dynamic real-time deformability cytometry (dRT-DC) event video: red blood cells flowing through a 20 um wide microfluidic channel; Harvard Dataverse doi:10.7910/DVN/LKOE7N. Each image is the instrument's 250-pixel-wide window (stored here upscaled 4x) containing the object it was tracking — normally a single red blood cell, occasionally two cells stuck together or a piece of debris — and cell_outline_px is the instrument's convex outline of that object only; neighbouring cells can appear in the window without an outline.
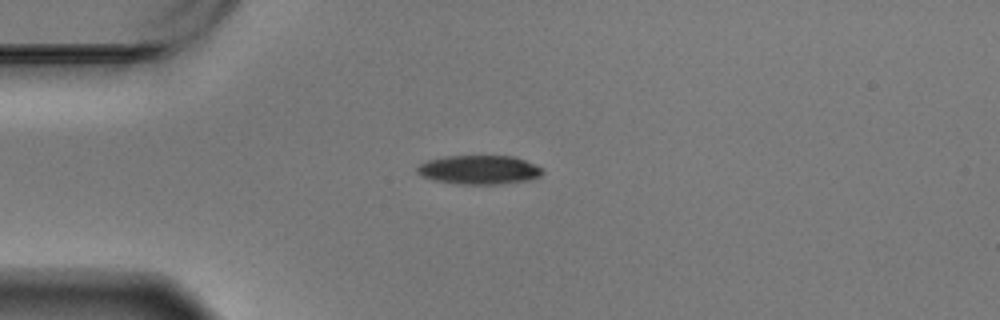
{"species": "Egyptian fruit bat (a non-hibernating species)", "species_latin": "Rousettus aegyptiacus", "temperature_condition": "warm", "stored_images_in_passage": 41, "camera_frame_rate_fps": 3000, "um_per_image_px": 0.085, "animal": {"sex": "male"}, "frame": {"image": 1, "passage_image": 1, "time_ms": 0.0, "image_size_px": [1000, 320], "cell_outline_px": [[544, 172], [540, 176], [528, 180], [500, 184], [456, 184], [432, 180], [420, 176], [416, 172], [416, 168], [420, 164], [428, 160], [444, 156], [516, 156], [544, 168]], "centroid_in_image_um": [40.72, 14.43], "position_along_channel_um": 44.3, "area_um2": 21.44}}
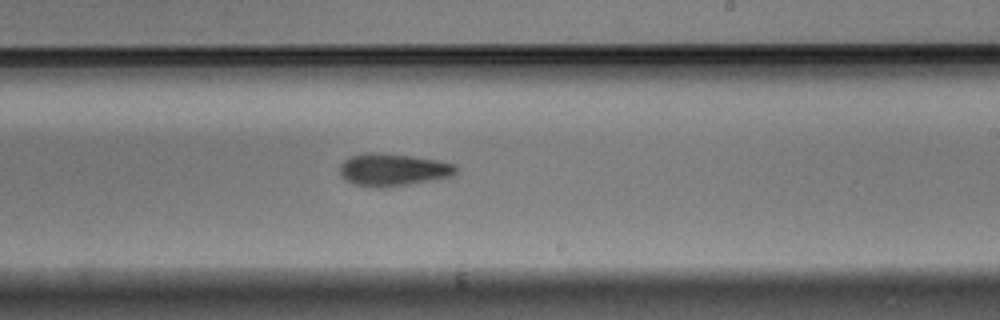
{"frame": {"image": 2, "passage_image": 21, "time_ms": 6.667, "image_size_px": [1000, 320], "cell_outline_px": [[460, 168], [452, 176], [432, 180], [408, 184], [380, 188], [376, 188], [352, 184], [344, 180], [340, 176], [340, 164], [344, 160], [352, 156], [368, 152], [412, 156], [440, 160], [456, 164]], "centroid_in_image_um": [33.41, 14.44], "position_along_channel_um": 255.6, "area_um2": 22.14}}
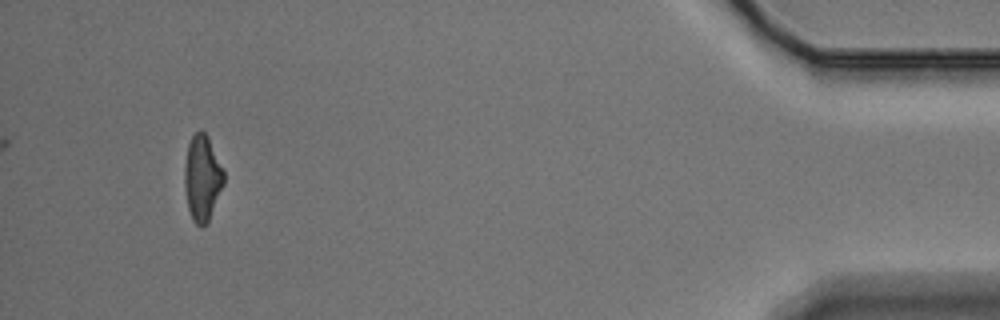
{"frame": {"image": 3, "passage_image": 41, "time_ms": 13.333, "image_size_px": [1000, 320], "cell_outline_px": [[224, 184], [208, 224], [200, 228], [192, 220], [188, 208], [184, 188], [184, 164], [188, 144], [192, 136], [200, 128], [208, 136], [224, 172]], "centroid_in_image_um": [17.18, 15.16], "position_along_channel_um": 418.0, "area_um2": 19.94}, "authors_computed_cell_mechanics": {"area_um2": 21.5594, "velocity_mm_per_s": 3.4738, "shape_relaxation_time_tau1_ms": 4.2635, "shape_relaxation_time_tau2_ms": 7.0602, "deformation_change_tau1": 0.1456, "deformation_change_tau2": 0.1607}}